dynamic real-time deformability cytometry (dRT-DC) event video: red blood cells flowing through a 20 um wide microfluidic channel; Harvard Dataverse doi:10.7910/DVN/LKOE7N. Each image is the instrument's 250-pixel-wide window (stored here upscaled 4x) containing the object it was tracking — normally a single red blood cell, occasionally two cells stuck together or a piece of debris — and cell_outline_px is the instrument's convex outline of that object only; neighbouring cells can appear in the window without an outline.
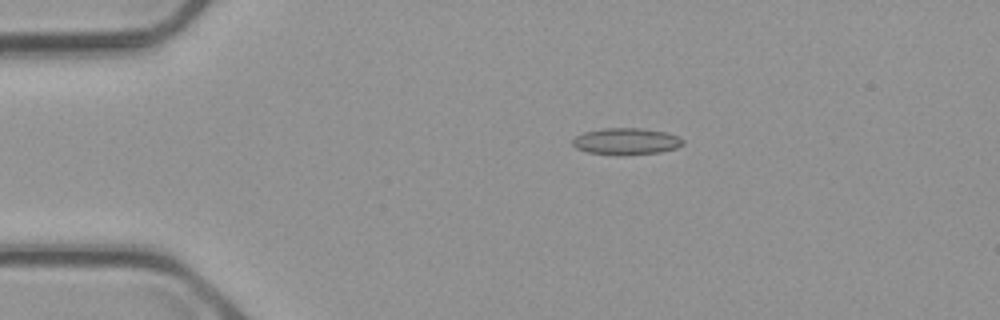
{"species": "common noctule bat (a hibernating species)", "species_latin": "Nyctalus noctula", "temperature_condition": "cold", "stored_images_in_passage": 21, "camera_frame_rate_fps": 3000, "um_per_image_px": 0.085, "animal": {"sex": "male", "body_mass_g": 23.1, "forearm_length_mm": 52.7}, "frame": {"image": 1, "passage_image": 1, "time_ms": 0.0, "image_size_px": [1000, 320], "cell_outline_px": [[684, 144], [676, 148], [660, 152], [616, 156], [588, 152], [576, 148], [572, 144], [572, 140], [576, 136], [584, 132], [604, 128], [640, 128], [668, 132], [684, 140]], "centroid_in_image_um": [53.22, 12.02], "position_along_channel_um": 31.8, "area_um2": 17.28}}
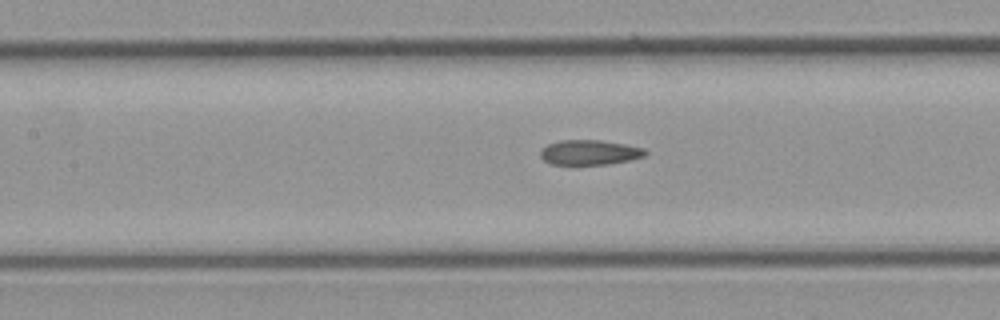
{"frame": {"image": 2, "passage_image": 15, "time_ms": 4.667, "image_size_px": [1000, 320], "cell_outline_px": [[648, 152], [644, 156], [632, 160], [608, 164], [552, 164], [544, 160], [540, 156], [540, 152], [548, 144], [560, 140], [600, 140], [624, 144], [644, 148]], "centroid_in_image_um": [50.14, 12.95], "position_along_channel_um": 157.3, "area_um2": 15.14}}
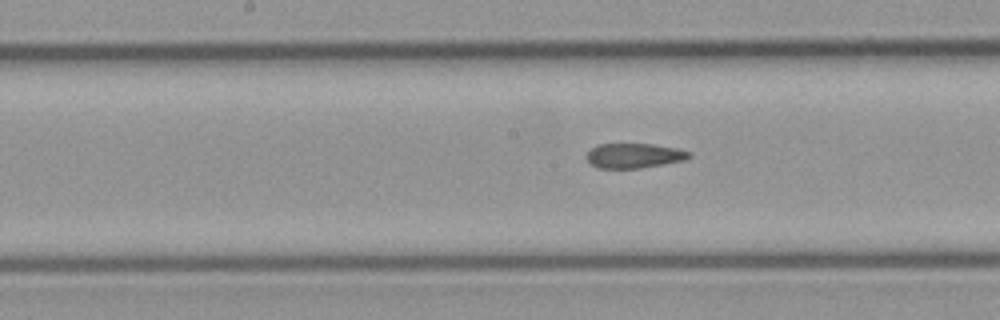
{"frame": {"image": 3, "passage_image": 18, "time_ms": 5.667, "image_size_px": [1000, 320], "cell_outline_px": [[692, 156], [684, 160], [664, 164], [640, 168], [596, 168], [588, 164], [588, 152], [592, 148], [600, 144], [652, 144], [676, 148], [692, 152]], "centroid_in_image_um": [53.91, 13.24], "position_along_channel_um": 194.3, "area_um2": 14.8}}